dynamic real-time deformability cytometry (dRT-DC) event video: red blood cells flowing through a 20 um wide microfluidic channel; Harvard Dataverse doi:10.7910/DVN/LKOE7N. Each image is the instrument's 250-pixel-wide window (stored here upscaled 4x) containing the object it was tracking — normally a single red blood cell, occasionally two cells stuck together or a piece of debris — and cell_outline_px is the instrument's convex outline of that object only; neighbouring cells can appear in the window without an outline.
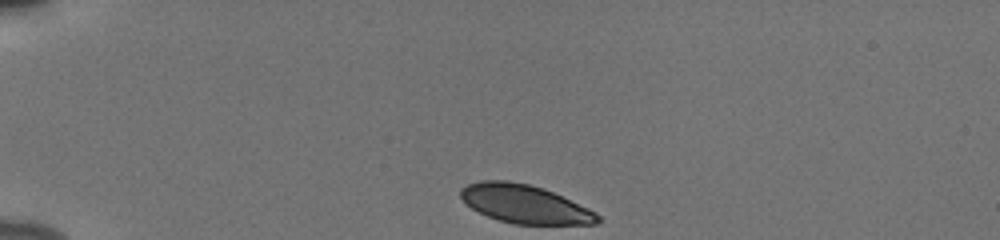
{"species": "human", "species_latin": "Homo sapiens", "temperature_condition": "cold", "stored_images_in_passage": 42, "camera_frame_rate_fps": 3000, "um_per_image_px": 0.085, "donor": {"sex": "male"}, "frame": {"image": 1, "passage_image": 1, "time_ms": 0.0, "image_size_px": [1000, 240], "cell_outline_px": [[600, 220], [596, 224], [512, 224], [488, 216], [472, 208], [460, 196], [460, 188], [468, 184], [480, 180], [508, 180], [528, 184], [544, 188], [588, 208], [596, 212], [600, 216]], "centroid_in_image_um": [44.61, 17.33], "position_along_channel_um": 40.4, "area_um2": 30.52}}
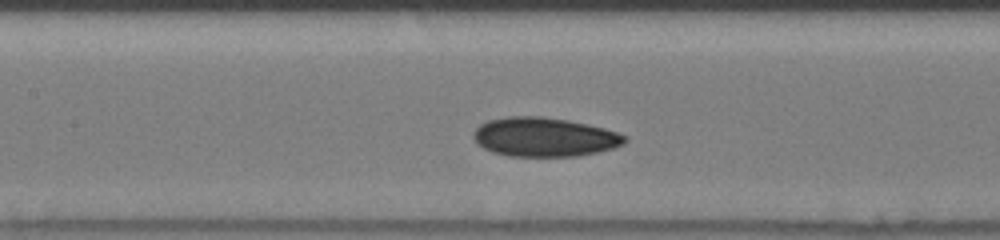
{"frame": {"image": 2, "passage_image": 15, "time_ms": 4.667, "image_size_px": [1000, 240], "cell_outline_px": [[628, 140], [624, 144], [612, 148], [596, 152], [576, 156], [508, 156], [492, 152], [476, 144], [472, 136], [476, 128], [480, 124], [488, 120], [508, 116], [540, 116], [568, 120], [604, 128], [628, 136]], "centroid_in_image_um": [46.25, 11.64], "position_along_channel_um": 161.2, "area_um2": 34.56}}
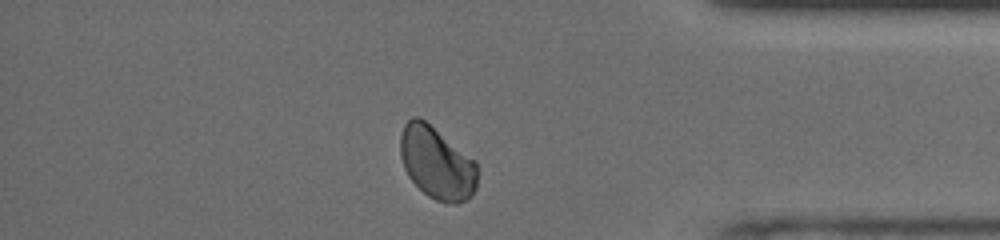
{"frame": {"image": 3, "passage_image": 35, "time_ms": 11.333, "image_size_px": [1000, 240], "cell_outline_px": [[476, 188], [472, 196], [456, 204], [444, 204], [428, 196], [408, 176], [404, 168], [400, 156], [400, 136], [404, 124], [412, 116], [420, 116], [476, 160]], "centroid_in_image_um": [37.12, 13.84], "position_along_channel_um": 398.1, "area_um2": 32.77}, "authors_computed_cell_mechanics": {"area_um2": 32.657, "velocity_mm_per_s": 3.8185, "shape_relaxation_time_tau1_ms": 4.8544, "shape_relaxation_time_tau2_ms": null, "deformation_change_tau1": 0.0973, "deformation_change_tau2": null}}